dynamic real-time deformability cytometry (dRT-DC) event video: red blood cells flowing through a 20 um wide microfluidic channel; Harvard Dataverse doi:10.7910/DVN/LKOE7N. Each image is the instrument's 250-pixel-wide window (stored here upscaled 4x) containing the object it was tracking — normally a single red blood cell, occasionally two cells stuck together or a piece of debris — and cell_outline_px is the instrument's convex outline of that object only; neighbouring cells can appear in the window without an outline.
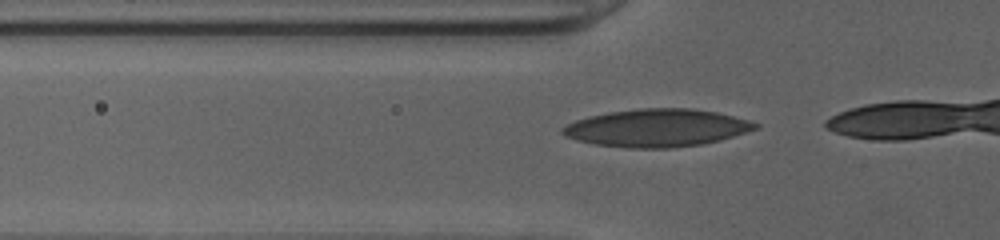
{"species": "human", "species_latin": "Homo sapiens", "temperature_condition": "cold", "stored_images_in_passage": 8, "camera_frame_rate_fps": 3000, "um_per_image_px": 0.085, "donor": {"sex": "female"}, "frame": {"image": 1, "passage_image": 2, "time_ms": 0.333, "image_size_px": [1000, 240], "cell_outline_px": [[760, 128], [720, 140], [704, 144], [672, 148], [628, 148], [596, 144], [576, 140], [564, 136], [560, 132], [560, 128], [576, 120], [588, 116], [608, 112], [640, 108], [692, 108], [716, 112], [748, 120], [760, 124]], "centroid_in_image_um": [55.83, 10.87], "position_along_channel_um": 70.0, "area_um2": 42.54}}
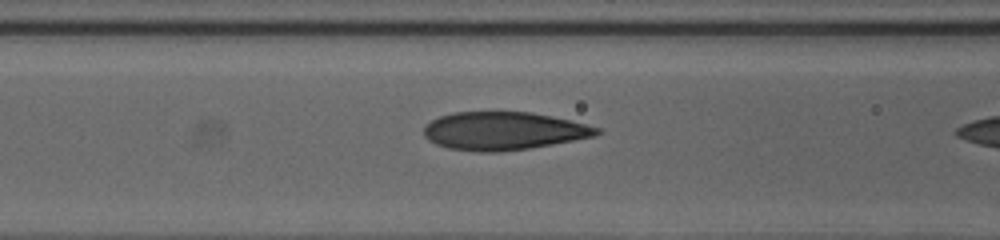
{"frame": {"image": 2, "passage_image": 6, "time_ms": 1.667, "image_size_px": [1000, 240], "cell_outline_px": [[600, 132], [596, 136], [552, 144], [528, 148], [500, 152], [476, 152], [448, 148], [436, 144], [428, 140], [424, 136], [424, 128], [432, 120], [440, 116], [452, 112], [532, 112], [572, 120], [600, 128]], "centroid_in_image_um": [42.8, 11.13], "position_along_channel_um": 123.8, "area_um2": 38.38}}